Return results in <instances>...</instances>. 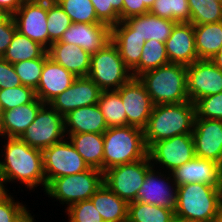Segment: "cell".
<instances>
[{
	"mask_svg": "<svg viewBox=\"0 0 222 222\" xmlns=\"http://www.w3.org/2000/svg\"><path fill=\"white\" fill-rule=\"evenodd\" d=\"M90 200L104 222H127L128 203L113 193L104 183Z\"/></svg>",
	"mask_w": 222,
	"mask_h": 222,
	"instance_id": "cell-27",
	"label": "cell"
},
{
	"mask_svg": "<svg viewBox=\"0 0 222 222\" xmlns=\"http://www.w3.org/2000/svg\"><path fill=\"white\" fill-rule=\"evenodd\" d=\"M170 63L166 54L165 43L156 40L145 41L140 62L131 70L133 77Z\"/></svg>",
	"mask_w": 222,
	"mask_h": 222,
	"instance_id": "cell-33",
	"label": "cell"
},
{
	"mask_svg": "<svg viewBox=\"0 0 222 222\" xmlns=\"http://www.w3.org/2000/svg\"><path fill=\"white\" fill-rule=\"evenodd\" d=\"M35 216L30 213V210L28 209L18 220L17 222H36V219H34Z\"/></svg>",
	"mask_w": 222,
	"mask_h": 222,
	"instance_id": "cell-50",
	"label": "cell"
},
{
	"mask_svg": "<svg viewBox=\"0 0 222 222\" xmlns=\"http://www.w3.org/2000/svg\"><path fill=\"white\" fill-rule=\"evenodd\" d=\"M213 222H222V207L219 209L218 213L214 217Z\"/></svg>",
	"mask_w": 222,
	"mask_h": 222,
	"instance_id": "cell-52",
	"label": "cell"
},
{
	"mask_svg": "<svg viewBox=\"0 0 222 222\" xmlns=\"http://www.w3.org/2000/svg\"><path fill=\"white\" fill-rule=\"evenodd\" d=\"M165 47L170 63L187 66L199 60L195 47L194 26L190 22L176 23L165 41Z\"/></svg>",
	"mask_w": 222,
	"mask_h": 222,
	"instance_id": "cell-20",
	"label": "cell"
},
{
	"mask_svg": "<svg viewBox=\"0 0 222 222\" xmlns=\"http://www.w3.org/2000/svg\"><path fill=\"white\" fill-rule=\"evenodd\" d=\"M191 11L188 0H170V20L174 22H190Z\"/></svg>",
	"mask_w": 222,
	"mask_h": 222,
	"instance_id": "cell-45",
	"label": "cell"
},
{
	"mask_svg": "<svg viewBox=\"0 0 222 222\" xmlns=\"http://www.w3.org/2000/svg\"><path fill=\"white\" fill-rule=\"evenodd\" d=\"M77 77L54 62L51 58L45 60L41 77L37 86L36 97L48 104L57 95L69 88Z\"/></svg>",
	"mask_w": 222,
	"mask_h": 222,
	"instance_id": "cell-21",
	"label": "cell"
},
{
	"mask_svg": "<svg viewBox=\"0 0 222 222\" xmlns=\"http://www.w3.org/2000/svg\"><path fill=\"white\" fill-rule=\"evenodd\" d=\"M149 156L144 159L117 165L103 172V183L127 203L137 200V192L152 168Z\"/></svg>",
	"mask_w": 222,
	"mask_h": 222,
	"instance_id": "cell-8",
	"label": "cell"
},
{
	"mask_svg": "<svg viewBox=\"0 0 222 222\" xmlns=\"http://www.w3.org/2000/svg\"><path fill=\"white\" fill-rule=\"evenodd\" d=\"M46 53L47 49L40 43L16 31L11 44L2 58L11 64H15L17 62L42 58Z\"/></svg>",
	"mask_w": 222,
	"mask_h": 222,
	"instance_id": "cell-30",
	"label": "cell"
},
{
	"mask_svg": "<svg viewBox=\"0 0 222 222\" xmlns=\"http://www.w3.org/2000/svg\"><path fill=\"white\" fill-rule=\"evenodd\" d=\"M22 3H32V2H50L53 0H21Z\"/></svg>",
	"mask_w": 222,
	"mask_h": 222,
	"instance_id": "cell-54",
	"label": "cell"
},
{
	"mask_svg": "<svg viewBox=\"0 0 222 222\" xmlns=\"http://www.w3.org/2000/svg\"><path fill=\"white\" fill-rule=\"evenodd\" d=\"M103 172L148 156L143 129L134 126L108 128L103 133Z\"/></svg>",
	"mask_w": 222,
	"mask_h": 222,
	"instance_id": "cell-5",
	"label": "cell"
},
{
	"mask_svg": "<svg viewBox=\"0 0 222 222\" xmlns=\"http://www.w3.org/2000/svg\"><path fill=\"white\" fill-rule=\"evenodd\" d=\"M102 184L103 172L90 168L81 173L53 179L44 194L56 202L59 201L67 209L75 203L89 200Z\"/></svg>",
	"mask_w": 222,
	"mask_h": 222,
	"instance_id": "cell-6",
	"label": "cell"
},
{
	"mask_svg": "<svg viewBox=\"0 0 222 222\" xmlns=\"http://www.w3.org/2000/svg\"><path fill=\"white\" fill-rule=\"evenodd\" d=\"M111 41L117 46L120 57L131 71L140 62L144 39L134 33L125 21H120L111 27Z\"/></svg>",
	"mask_w": 222,
	"mask_h": 222,
	"instance_id": "cell-25",
	"label": "cell"
},
{
	"mask_svg": "<svg viewBox=\"0 0 222 222\" xmlns=\"http://www.w3.org/2000/svg\"><path fill=\"white\" fill-rule=\"evenodd\" d=\"M12 16L18 32L48 49L47 2L22 3Z\"/></svg>",
	"mask_w": 222,
	"mask_h": 222,
	"instance_id": "cell-17",
	"label": "cell"
},
{
	"mask_svg": "<svg viewBox=\"0 0 222 222\" xmlns=\"http://www.w3.org/2000/svg\"><path fill=\"white\" fill-rule=\"evenodd\" d=\"M175 213L172 210L133 201L128 203V221L127 222H174Z\"/></svg>",
	"mask_w": 222,
	"mask_h": 222,
	"instance_id": "cell-32",
	"label": "cell"
},
{
	"mask_svg": "<svg viewBox=\"0 0 222 222\" xmlns=\"http://www.w3.org/2000/svg\"><path fill=\"white\" fill-rule=\"evenodd\" d=\"M146 13H149V9L145 4H141V0H123L122 21Z\"/></svg>",
	"mask_w": 222,
	"mask_h": 222,
	"instance_id": "cell-46",
	"label": "cell"
},
{
	"mask_svg": "<svg viewBox=\"0 0 222 222\" xmlns=\"http://www.w3.org/2000/svg\"><path fill=\"white\" fill-rule=\"evenodd\" d=\"M196 107L191 101L154 105L146 127L143 129L147 148L159 140L176 135L192 134Z\"/></svg>",
	"mask_w": 222,
	"mask_h": 222,
	"instance_id": "cell-2",
	"label": "cell"
},
{
	"mask_svg": "<svg viewBox=\"0 0 222 222\" xmlns=\"http://www.w3.org/2000/svg\"><path fill=\"white\" fill-rule=\"evenodd\" d=\"M72 23H102L98 20L91 0H56Z\"/></svg>",
	"mask_w": 222,
	"mask_h": 222,
	"instance_id": "cell-36",
	"label": "cell"
},
{
	"mask_svg": "<svg viewBox=\"0 0 222 222\" xmlns=\"http://www.w3.org/2000/svg\"><path fill=\"white\" fill-rule=\"evenodd\" d=\"M97 18L110 27L122 21L123 0H91Z\"/></svg>",
	"mask_w": 222,
	"mask_h": 222,
	"instance_id": "cell-39",
	"label": "cell"
},
{
	"mask_svg": "<svg viewBox=\"0 0 222 222\" xmlns=\"http://www.w3.org/2000/svg\"><path fill=\"white\" fill-rule=\"evenodd\" d=\"M22 85L13 64L0 57V89H10Z\"/></svg>",
	"mask_w": 222,
	"mask_h": 222,
	"instance_id": "cell-44",
	"label": "cell"
},
{
	"mask_svg": "<svg viewBox=\"0 0 222 222\" xmlns=\"http://www.w3.org/2000/svg\"><path fill=\"white\" fill-rule=\"evenodd\" d=\"M101 93L102 90L91 78L77 77L69 88L48 104L59 114L66 116L77 108L98 104Z\"/></svg>",
	"mask_w": 222,
	"mask_h": 222,
	"instance_id": "cell-15",
	"label": "cell"
},
{
	"mask_svg": "<svg viewBox=\"0 0 222 222\" xmlns=\"http://www.w3.org/2000/svg\"><path fill=\"white\" fill-rule=\"evenodd\" d=\"M176 185L203 183L222 188V166L215 161L194 157L171 172Z\"/></svg>",
	"mask_w": 222,
	"mask_h": 222,
	"instance_id": "cell-19",
	"label": "cell"
},
{
	"mask_svg": "<svg viewBox=\"0 0 222 222\" xmlns=\"http://www.w3.org/2000/svg\"><path fill=\"white\" fill-rule=\"evenodd\" d=\"M222 207V188L203 183H189L177 187L175 218L213 222Z\"/></svg>",
	"mask_w": 222,
	"mask_h": 222,
	"instance_id": "cell-3",
	"label": "cell"
},
{
	"mask_svg": "<svg viewBox=\"0 0 222 222\" xmlns=\"http://www.w3.org/2000/svg\"><path fill=\"white\" fill-rule=\"evenodd\" d=\"M177 187L171 173L152 167L137 192V201L157 205L175 213Z\"/></svg>",
	"mask_w": 222,
	"mask_h": 222,
	"instance_id": "cell-13",
	"label": "cell"
},
{
	"mask_svg": "<svg viewBox=\"0 0 222 222\" xmlns=\"http://www.w3.org/2000/svg\"><path fill=\"white\" fill-rule=\"evenodd\" d=\"M116 92L122 99L127 125L144 129L154 107L144 84L138 77H132Z\"/></svg>",
	"mask_w": 222,
	"mask_h": 222,
	"instance_id": "cell-14",
	"label": "cell"
},
{
	"mask_svg": "<svg viewBox=\"0 0 222 222\" xmlns=\"http://www.w3.org/2000/svg\"><path fill=\"white\" fill-rule=\"evenodd\" d=\"M68 222H104L92 201L84 200L64 209Z\"/></svg>",
	"mask_w": 222,
	"mask_h": 222,
	"instance_id": "cell-40",
	"label": "cell"
},
{
	"mask_svg": "<svg viewBox=\"0 0 222 222\" xmlns=\"http://www.w3.org/2000/svg\"><path fill=\"white\" fill-rule=\"evenodd\" d=\"M21 5V0H0V10L6 15L12 16Z\"/></svg>",
	"mask_w": 222,
	"mask_h": 222,
	"instance_id": "cell-48",
	"label": "cell"
},
{
	"mask_svg": "<svg viewBox=\"0 0 222 222\" xmlns=\"http://www.w3.org/2000/svg\"><path fill=\"white\" fill-rule=\"evenodd\" d=\"M36 98L35 90L28 86L20 85L10 89H0L1 112L32 103Z\"/></svg>",
	"mask_w": 222,
	"mask_h": 222,
	"instance_id": "cell-37",
	"label": "cell"
},
{
	"mask_svg": "<svg viewBox=\"0 0 222 222\" xmlns=\"http://www.w3.org/2000/svg\"><path fill=\"white\" fill-rule=\"evenodd\" d=\"M65 133L103 134L108 126L98 104L77 108L64 116Z\"/></svg>",
	"mask_w": 222,
	"mask_h": 222,
	"instance_id": "cell-24",
	"label": "cell"
},
{
	"mask_svg": "<svg viewBox=\"0 0 222 222\" xmlns=\"http://www.w3.org/2000/svg\"><path fill=\"white\" fill-rule=\"evenodd\" d=\"M56 42L77 45L92 55L111 42V27L104 23H72Z\"/></svg>",
	"mask_w": 222,
	"mask_h": 222,
	"instance_id": "cell-18",
	"label": "cell"
},
{
	"mask_svg": "<svg viewBox=\"0 0 222 222\" xmlns=\"http://www.w3.org/2000/svg\"><path fill=\"white\" fill-rule=\"evenodd\" d=\"M193 26L198 59L211 60L222 46V21Z\"/></svg>",
	"mask_w": 222,
	"mask_h": 222,
	"instance_id": "cell-29",
	"label": "cell"
},
{
	"mask_svg": "<svg viewBox=\"0 0 222 222\" xmlns=\"http://www.w3.org/2000/svg\"><path fill=\"white\" fill-rule=\"evenodd\" d=\"M49 58L76 77H86L90 71L91 55L74 44L53 42L47 49Z\"/></svg>",
	"mask_w": 222,
	"mask_h": 222,
	"instance_id": "cell-22",
	"label": "cell"
},
{
	"mask_svg": "<svg viewBox=\"0 0 222 222\" xmlns=\"http://www.w3.org/2000/svg\"><path fill=\"white\" fill-rule=\"evenodd\" d=\"M11 194L6 200L0 203V222H17V220L29 209L18 199L14 200Z\"/></svg>",
	"mask_w": 222,
	"mask_h": 222,
	"instance_id": "cell-42",
	"label": "cell"
},
{
	"mask_svg": "<svg viewBox=\"0 0 222 222\" xmlns=\"http://www.w3.org/2000/svg\"><path fill=\"white\" fill-rule=\"evenodd\" d=\"M108 128L127 126V116L120 95L116 91H102L98 100Z\"/></svg>",
	"mask_w": 222,
	"mask_h": 222,
	"instance_id": "cell-31",
	"label": "cell"
},
{
	"mask_svg": "<svg viewBox=\"0 0 222 222\" xmlns=\"http://www.w3.org/2000/svg\"><path fill=\"white\" fill-rule=\"evenodd\" d=\"M154 105L189 101L186 66L168 63L138 76Z\"/></svg>",
	"mask_w": 222,
	"mask_h": 222,
	"instance_id": "cell-4",
	"label": "cell"
},
{
	"mask_svg": "<svg viewBox=\"0 0 222 222\" xmlns=\"http://www.w3.org/2000/svg\"><path fill=\"white\" fill-rule=\"evenodd\" d=\"M195 107L198 118L222 120V92L199 99Z\"/></svg>",
	"mask_w": 222,
	"mask_h": 222,
	"instance_id": "cell-41",
	"label": "cell"
},
{
	"mask_svg": "<svg viewBox=\"0 0 222 222\" xmlns=\"http://www.w3.org/2000/svg\"><path fill=\"white\" fill-rule=\"evenodd\" d=\"M46 187L55 178L74 175L90 169L66 137L42 150Z\"/></svg>",
	"mask_w": 222,
	"mask_h": 222,
	"instance_id": "cell-11",
	"label": "cell"
},
{
	"mask_svg": "<svg viewBox=\"0 0 222 222\" xmlns=\"http://www.w3.org/2000/svg\"><path fill=\"white\" fill-rule=\"evenodd\" d=\"M174 222H201V221H190V220H184V219H177V218H175Z\"/></svg>",
	"mask_w": 222,
	"mask_h": 222,
	"instance_id": "cell-55",
	"label": "cell"
},
{
	"mask_svg": "<svg viewBox=\"0 0 222 222\" xmlns=\"http://www.w3.org/2000/svg\"><path fill=\"white\" fill-rule=\"evenodd\" d=\"M148 156L154 168L171 173L195 157L193 136L181 134L159 140L148 148Z\"/></svg>",
	"mask_w": 222,
	"mask_h": 222,
	"instance_id": "cell-9",
	"label": "cell"
},
{
	"mask_svg": "<svg viewBox=\"0 0 222 222\" xmlns=\"http://www.w3.org/2000/svg\"><path fill=\"white\" fill-rule=\"evenodd\" d=\"M211 61L222 70V46L217 54L211 59Z\"/></svg>",
	"mask_w": 222,
	"mask_h": 222,
	"instance_id": "cell-51",
	"label": "cell"
},
{
	"mask_svg": "<svg viewBox=\"0 0 222 222\" xmlns=\"http://www.w3.org/2000/svg\"><path fill=\"white\" fill-rule=\"evenodd\" d=\"M49 57L46 53L42 58L31 59L13 64L16 74L23 86L37 89L45 60Z\"/></svg>",
	"mask_w": 222,
	"mask_h": 222,
	"instance_id": "cell-38",
	"label": "cell"
},
{
	"mask_svg": "<svg viewBox=\"0 0 222 222\" xmlns=\"http://www.w3.org/2000/svg\"><path fill=\"white\" fill-rule=\"evenodd\" d=\"M195 156L222 166V120L195 117L192 131Z\"/></svg>",
	"mask_w": 222,
	"mask_h": 222,
	"instance_id": "cell-16",
	"label": "cell"
},
{
	"mask_svg": "<svg viewBox=\"0 0 222 222\" xmlns=\"http://www.w3.org/2000/svg\"><path fill=\"white\" fill-rule=\"evenodd\" d=\"M1 139H4V141L0 140L4 145L1 146L2 150L0 148V175L8 184L19 183L21 187L29 188L30 192L32 190L34 192L40 186L45 192L46 177L42 150L30 147L20 138L2 137Z\"/></svg>",
	"mask_w": 222,
	"mask_h": 222,
	"instance_id": "cell-1",
	"label": "cell"
},
{
	"mask_svg": "<svg viewBox=\"0 0 222 222\" xmlns=\"http://www.w3.org/2000/svg\"><path fill=\"white\" fill-rule=\"evenodd\" d=\"M66 136L90 168L103 172V134L79 133L66 134Z\"/></svg>",
	"mask_w": 222,
	"mask_h": 222,
	"instance_id": "cell-28",
	"label": "cell"
},
{
	"mask_svg": "<svg viewBox=\"0 0 222 222\" xmlns=\"http://www.w3.org/2000/svg\"><path fill=\"white\" fill-rule=\"evenodd\" d=\"M43 105L44 103L36 98L32 103L2 111L0 115V138H20L27 127L33 123Z\"/></svg>",
	"mask_w": 222,
	"mask_h": 222,
	"instance_id": "cell-23",
	"label": "cell"
},
{
	"mask_svg": "<svg viewBox=\"0 0 222 222\" xmlns=\"http://www.w3.org/2000/svg\"><path fill=\"white\" fill-rule=\"evenodd\" d=\"M16 31L17 27L13 16L5 15L0 20V57L5 54Z\"/></svg>",
	"mask_w": 222,
	"mask_h": 222,
	"instance_id": "cell-43",
	"label": "cell"
},
{
	"mask_svg": "<svg viewBox=\"0 0 222 222\" xmlns=\"http://www.w3.org/2000/svg\"><path fill=\"white\" fill-rule=\"evenodd\" d=\"M189 101L222 92V70L211 60L199 59L186 66Z\"/></svg>",
	"mask_w": 222,
	"mask_h": 222,
	"instance_id": "cell-12",
	"label": "cell"
},
{
	"mask_svg": "<svg viewBox=\"0 0 222 222\" xmlns=\"http://www.w3.org/2000/svg\"><path fill=\"white\" fill-rule=\"evenodd\" d=\"M5 15H6V14L0 10V20H1Z\"/></svg>",
	"mask_w": 222,
	"mask_h": 222,
	"instance_id": "cell-56",
	"label": "cell"
},
{
	"mask_svg": "<svg viewBox=\"0 0 222 222\" xmlns=\"http://www.w3.org/2000/svg\"><path fill=\"white\" fill-rule=\"evenodd\" d=\"M66 137L64 116L49 104H44L20 139L30 147L43 150Z\"/></svg>",
	"mask_w": 222,
	"mask_h": 222,
	"instance_id": "cell-10",
	"label": "cell"
},
{
	"mask_svg": "<svg viewBox=\"0 0 222 222\" xmlns=\"http://www.w3.org/2000/svg\"><path fill=\"white\" fill-rule=\"evenodd\" d=\"M190 23L201 25L222 21V4L215 0H188Z\"/></svg>",
	"mask_w": 222,
	"mask_h": 222,
	"instance_id": "cell-34",
	"label": "cell"
},
{
	"mask_svg": "<svg viewBox=\"0 0 222 222\" xmlns=\"http://www.w3.org/2000/svg\"><path fill=\"white\" fill-rule=\"evenodd\" d=\"M88 77L102 91H116L133 76L120 57L117 46L111 41L103 49L91 55Z\"/></svg>",
	"mask_w": 222,
	"mask_h": 222,
	"instance_id": "cell-7",
	"label": "cell"
},
{
	"mask_svg": "<svg viewBox=\"0 0 222 222\" xmlns=\"http://www.w3.org/2000/svg\"><path fill=\"white\" fill-rule=\"evenodd\" d=\"M71 24L70 17L56 0L47 2L48 48L61 39Z\"/></svg>",
	"mask_w": 222,
	"mask_h": 222,
	"instance_id": "cell-35",
	"label": "cell"
},
{
	"mask_svg": "<svg viewBox=\"0 0 222 222\" xmlns=\"http://www.w3.org/2000/svg\"><path fill=\"white\" fill-rule=\"evenodd\" d=\"M154 3V0H141V4H145V6L150 10Z\"/></svg>",
	"mask_w": 222,
	"mask_h": 222,
	"instance_id": "cell-53",
	"label": "cell"
},
{
	"mask_svg": "<svg viewBox=\"0 0 222 222\" xmlns=\"http://www.w3.org/2000/svg\"><path fill=\"white\" fill-rule=\"evenodd\" d=\"M144 41L156 40L165 43L177 22L160 18L151 13L132 16L124 20Z\"/></svg>",
	"mask_w": 222,
	"mask_h": 222,
	"instance_id": "cell-26",
	"label": "cell"
},
{
	"mask_svg": "<svg viewBox=\"0 0 222 222\" xmlns=\"http://www.w3.org/2000/svg\"><path fill=\"white\" fill-rule=\"evenodd\" d=\"M6 185H8L7 181L0 175V203L11 195Z\"/></svg>",
	"mask_w": 222,
	"mask_h": 222,
	"instance_id": "cell-49",
	"label": "cell"
},
{
	"mask_svg": "<svg viewBox=\"0 0 222 222\" xmlns=\"http://www.w3.org/2000/svg\"><path fill=\"white\" fill-rule=\"evenodd\" d=\"M149 13L170 20V0H154Z\"/></svg>",
	"mask_w": 222,
	"mask_h": 222,
	"instance_id": "cell-47",
	"label": "cell"
}]
</instances>
